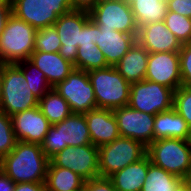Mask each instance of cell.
Instances as JSON below:
<instances>
[{
  "label": "cell",
  "mask_w": 191,
  "mask_h": 191,
  "mask_svg": "<svg viewBox=\"0 0 191 191\" xmlns=\"http://www.w3.org/2000/svg\"><path fill=\"white\" fill-rule=\"evenodd\" d=\"M96 44V24L90 19L82 28L80 45L87 46Z\"/></svg>",
  "instance_id": "obj_37"
},
{
  "label": "cell",
  "mask_w": 191,
  "mask_h": 191,
  "mask_svg": "<svg viewBox=\"0 0 191 191\" xmlns=\"http://www.w3.org/2000/svg\"><path fill=\"white\" fill-rule=\"evenodd\" d=\"M123 1L130 4L133 0H123Z\"/></svg>",
  "instance_id": "obj_46"
},
{
  "label": "cell",
  "mask_w": 191,
  "mask_h": 191,
  "mask_svg": "<svg viewBox=\"0 0 191 191\" xmlns=\"http://www.w3.org/2000/svg\"><path fill=\"white\" fill-rule=\"evenodd\" d=\"M98 150L100 177H109L147 155V147L143 143L121 136L98 147Z\"/></svg>",
  "instance_id": "obj_7"
},
{
  "label": "cell",
  "mask_w": 191,
  "mask_h": 191,
  "mask_svg": "<svg viewBox=\"0 0 191 191\" xmlns=\"http://www.w3.org/2000/svg\"><path fill=\"white\" fill-rule=\"evenodd\" d=\"M105 57L97 44L78 46L75 68L83 71L108 67Z\"/></svg>",
  "instance_id": "obj_29"
},
{
  "label": "cell",
  "mask_w": 191,
  "mask_h": 191,
  "mask_svg": "<svg viewBox=\"0 0 191 191\" xmlns=\"http://www.w3.org/2000/svg\"><path fill=\"white\" fill-rule=\"evenodd\" d=\"M14 191H47L45 182L31 183L23 182L16 183Z\"/></svg>",
  "instance_id": "obj_39"
},
{
  "label": "cell",
  "mask_w": 191,
  "mask_h": 191,
  "mask_svg": "<svg viewBox=\"0 0 191 191\" xmlns=\"http://www.w3.org/2000/svg\"><path fill=\"white\" fill-rule=\"evenodd\" d=\"M83 191H117L108 177L85 180Z\"/></svg>",
  "instance_id": "obj_35"
},
{
  "label": "cell",
  "mask_w": 191,
  "mask_h": 191,
  "mask_svg": "<svg viewBox=\"0 0 191 191\" xmlns=\"http://www.w3.org/2000/svg\"><path fill=\"white\" fill-rule=\"evenodd\" d=\"M145 80L176 91L182 85L179 52L149 53Z\"/></svg>",
  "instance_id": "obj_15"
},
{
  "label": "cell",
  "mask_w": 191,
  "mask_h": 191,
  "mask_svg": "<svg viewBox=\"0 0 191 191\" xmlns=\"http://www.w3.org/2000/svg\"><path fill=\"white\" fill-rule=\"evenodd\" d=\"M16 142L11 116L0 110V159L13 150Z\"/></svg>",
  "instance_id": "obj_32"
},
{
  "label": "cell",
  "mask_w": 191,
  "mask_h": 191,
  "mask_svg": "<svg viewBox=\"0 0 191 191\" xmlns=\"http://www.w3.org/2000/svg\"><path fill=\"white\" fill-rule=\"evenodd\" d=\"M182 180L151 162L141 191H174Z\"/></svg>",
  "instance_id": "obj_27"
},
{
  "label": "cell",
  "mask_w": 191,
  "mask_h": 191,
  "mask_svg": "<svg viewBox=\"0 0 191 191\" xmlns=\"http://www.w3.org/2000/svg\"><path fill=\"white\" fill-rule=\"evenodd\" d=\"M174 90L149 80L131 83L129 106L156 115L173 108Z\"/></svg>",
  "instance_id": "obj_9"
},
{
  "label": "cell",
  "mask_w": 191,
  "mask_h": 191,
  "mask_svg": "<svg viewBox=\"0 0 191 191\" xmlns=\"http://www.w3.org/2000/svg\"><path fill=\"white\" fill-rule=\"evenodd\" d=\"M48 164L41 145L23 141L0 159V169L15 183L45 182Z\"/></svg>",
  "instance_id": "obj_1"
},
{
  "label": "cell",
  "mask_w": 191,
  "mask_h": 191,
  "mask_svg": "<svg viewBox=\"0 0 191 191\" xmlns=\"http://www.w3.org/2000/svg\"><path fill=\"white\" fill-rule=\"evenodd\" d=\"M36 29L11 14L0 35V62L17 63L30 58L34 51Z\"/></svg>",
  "instance_id": "obj_4"
},
{
  "label": "cell",
  "mask_w": 191,
  "mask_h": 191,
  "mask_svg": "<svg viewBox=\"0 0 191 191\" xmlns=\"http://www.w3.org/2000/svg\"><path fill=\"white\" fill-rule=\"evenodd\" d=\"M149 52L137 41L114 66L131 84L145 79Z\"/></svg>",
  "instance_id": "obj_21"
},
{
  "label": "cell",
  "mask_w": 191,
  "mask_h": 191,
  "mask_svg": "<svg viewBox=\"0 0 191 191\" xmlns=\"http://www.w3.org/2000/svg\"><path fill=\"white\" fill-rule=\"evenodd\" d=\"M188 141H189V144H190V146H191V130H190V136H189Z\"/></svg>",
  "instance_id": "obj_45"
},
{
  "label": "cell",
  "mask_w": 191,
  "mask_h": 191,
  "mask_svg": "<svg viewBox=\"0 0 191 191\" xmlns=\"http://www.w3.org/2000/svg\"><path fill=\"white\" fill-rule=\"evenodd\" d=\"M137 35L104 29L96 25V44L109 66H115L134 45Z\"/></svg>",
  "instance_id": "obj_18"
},
{
  "label": "cell",
  "mask_w": 191,
  "mask_h": 191,
  "mask_svg": "<svg viewBox=\"0 0 191 191\" xmlns=\"http://www.w3.org/2000/svg\"><path fill=\"white\" fill-rule=\"evenodd\" d=\"M173 108L182 116L191 129V87L181 85L174 91Z\"/></svg>",
  "instance_id": "obj_33"
},
{
  "label": "cell",
  "mask_w": 191,
  "mask_h": 191,
  "mask_svg": "<svg viewBox=\"0 0 191 191\" xmlns=\"http://www.w3.org/2000/svg\"><path fill=\"white\" fill-rule=\"evenodd\" d=\"M150 163L151 160L149 156L146 155L141 160L129 164L108 178L112 181L117 191H141L145 183V178L147 177Z\"/></svg>",
  "instance_id": "obj_23"
},
{
  "label": "cell",
  "mask_w": 191,
  "mask_h": 191,
  "mask_svg": "<svg viewBox=\"0 0 191 191\" xmlns=\"http://www.w3.org/2000/svg\"><path fill=\"white\" fill-rule=\"evenodd\" d=\"M1 87H2V63L0 62V102H1Z\"/></svg>",
  "instance_id": "obj_44"
},
{
  "label": "cell",
  "mask_w": 191,
  "mask_h": 191,
  "mask_svg": "<svg viewBox=\"0 0 191 191\" xmlns=\"http://www.w3.org/2000/svg\"><path fill=\"white\" fill-rule=\"evenodd\" d=\"M12 14L10 0H0V35L2 34L9 16Z\"/></svg>",
  "instance_id": "obj_38"
},
{
  "label": "cell",
  "mask_w": 191,
  "mask_h": 191,
  "mask_svg": "<svg viewBox=\"0 0 191 191\" xmlns=\"http://www.w3.org/2000/svg\"><path fill=\"white\" fill-rule=\"evenodd\" d=\"M15 182L0 169V191H14Z\"/></svg>",
  "instance_id": "obj_41"
},
{
  "label": "cell",
  "mask_w": 191,
  "mask_h": 191,
  "mask_svg": "<svg viewBox=\"0 0 191 191\" xmlns=\"http://www.w3.org/2000/svg\"><path fill=\"white\" fill-rule=\"evenodd\" d=\"M130 5L137 28L163 21L168 12L165 0H133Z\"/></svg>",
  "instance_id": "obj_25"
},
{
  "label": "cell",
  "mask_w": 191,
  "mask_h": 191,
  "mask_svg": "<svg viewBox=\"0 0 191 191\" xmlns=\"http://www.w3.org/2000/svg\"><path fill=\"white\" fill-rule=\"evenodd\" d=\"M12 14L36 30L54 25L59 16L72 11L70 0H11Z\"/></svg>",
  "instance_id": "obj_8"
},
{
  "label": "cell",
  "mask_w": 191,
  "mask_h": 191,
  "mask_svg": "<svg viewBox=\"0 0 191 191\" xmlns=\"http://www.w3.org/2000/svg\"><path fill=\"white\" fill-rule=\"evenodd\" d=\"M90 20L89 12L83 10H72L59 16L54 23L61 41L59 54L67 61L74 64L77 49L82 38V28Z\"/></svg>",
  "instance_id": "obj_13"
},
{
  "label": "cell",
  "mask_w": 191,
  "mask_h": 191,
  "mask_svg": "<svg viewBox=\"0 0 191 191\" xmlns=\"http://www.w3.org/2000/svg\"><path fill=\"white\" fill-rule=\"evenodd\" d=\"M151 162L184 179L191 166V146L188 140L162 138L154 140L147 147Z\"/></svg>",
  "instance_id": "obj_6"
},
{
  "label": "cell",
  "mask_w": 191,
  "mask_h": 191,
  "mask_svg": "<svg viewBox=\"0 0 191 191\" xmlns=\"http://www.w3.org/2000/svg\"><path fill=\"white\" fill-rule=\"evenodd\" d=\"M53 88L68 102L72 113L85 114L97 108L94 89L86 71L74 68Z\"/></svg>",
  "instance_id": "obj_11"
},
{
  "label": "cell",
  "mask_w": 191,
  "mask_h": 191,
  "mask_svg": "<svg viewBox=\"0 0 191 191\" xmlns=\"http://www.w3.org/2000/svg\"><path fill=\"white\" fill-rule=\"evenodd\" d=\"M89 16L100 28L132 35L138 33L131 5L123 0H99L89 11Z\"/></svg>",
  "instance_id": "obj_10"
},
{
  "label": "cell",
  "mask_w": 191,
  "mask_h": 191,
  "mask_svg": "<svg viewBox=\"0 0 191 191\" xmlns=\"http://www.w3.org/2000/svg\"><path fill=\"white\" fill-rule=\"evenodd\" d=\"M29 60L45 74L52 88L62 82L75 68L74 64L65 60L59 52L33 51Z\"/></svg>",
  "instance_id": "obj_20"
},
{
  "label": "cell",
  "mask_w": 191,
  "mask_h": 191,
  "mask_svg": "<svg viewBox=\"0 0 191 191\" xmlns=\"http://www.w3.org/2000/svg\"><path fill=\"white\" fill-rule=\"evenodd\" d=\"M38 107L52 125L63 121L72 114L68 102L55 90V88H51L39 99Z\"/></svg>",
  "instance_id": "obj_26"
},
{
  "label": "cell",
  "mask_w": 191,
  "mask_h": 191,
  "mask_svg": "<svg viewBox=\"0 0 191 191\" xmlns=\"http://www.w3.org/2000/svg\"><path fill=\"white\" fill-rule=\"evenodd\" d=\"M99 0H70L74 10L90 11Z\"/></svg>",
  "instance_id": "obj_40"
},
{
  "label": "cell",
  "mask_w": 191,
  "mask_h": 191,
  "mask_svg": "<svg viewBox=\"0 0 191 191\" xmlns=\"http://www.w3.org/2000/svg\"><path fill=\"white\" fill-rule=\"evenodd\" d=\"M91 142L100 147L120 137L117 119L113 110L96 108L84 114Z\"/></svg>",
  "instance_id": "obj_19"
},
{
  "label": "cell",
  "mask_w": 191,
  "mask_h": 191,
  "mask_svg": "<svg viewBox=\"0 0 191 191\" xmlns=\"http://www.w3.org/2000/svg\"><path fill=\"white\" fill-rule=\"evenodd\" d=\"M174 191H191L189 184L183 179L175 188Z\"/></svg>",
  "instance_id": "obj_42"
},
{
  "label": "cell",
  "mask_w": 191,
  "mask_h": 191,
  "mask_svg": "<svg viewBox=\"0 0 191 191\" xmlns=\"http://www.w3.org/2000/svg\"><path fill=\"white\" fill-rule=\"evenodd\" d=\"M38 102L21 69L15 63H2L0 110L12 116L38 106Z\"/></svg>",
  "instance_id": "obj_3"
},
{
  "label": "cell",
  "mask_w": 191,
  "mask_h": 191,
  "mask_svg": "<svg viewBox=\"0 0 191 191\" xmlns=\"http://www.w3.org/2000/svg\"><path fill=\"white\" fill-rule=\"evenodd\" d=\"M17 141L41 145L52 126L38 106L15 113L11 116Z\"/></svg>",
  "instance_id": "obj_16"
},
{
  "label": "cell",
  "mask_w": 191,
  "mask_h": 191,
  "mask_svg": "<svg viewBox=\"0 0 191 191\" xmlns=\"http://www.w3.org/2000/svg\"><path fill=\"white\" fill-rule=\"evenodd\" d=\"M23 72L27 84L32 93L41 99L52 87L48 83L45 74L29 59L15 63Z\"/></svg>",
  "instance_id": "obj_28"
},
{
  "label": "cell",
  "mask_w": 191,
  "mask_h": 191,
  "mask_svg": "<svg viewBox=\"0 0 191 191\" xmlns=\"http://www.w3.org/2000/svg\"><path fill=\"white\" fill-rule=\"evenodd\" d=\"M49 161L56 167L72 170L85 180L99 177V150L93 144L67 146Z\"/></svg>",
  "instance_id": "obj_12"
},
{
  "label": "cell",
  "mask_w": 191,
  "mask_h": 191,
  "mask_svg": "<svg viewBox=\"0 0 191 191\" xmlns=\"http://www.w3.org/2000/svg\"><path fill=\"white\" fill-rule=\"evenodd\" d=\"M179 58L182 86L191 87V44H182Z\"/></svg>",
  "instance_id": "obj_34"
},
{
  "label": "cell",
  "mask_w": 191,
  "mask_h": 191,
  "mask_svg": "<svg viewBox=\"0 0 191 191\" xmlns=\"http://www.w3.org/2000/svg\"><path fill=\"white\" fill-rule=\"evenodd\" d=\"M166 27L181 44H191V19L179 13L168 11L164 18Z\"/></svg>",
  "instance_id": "obj_30"
},
{
  "label": "cell",
  "mask_w": 191,
  "mask_h": 191,
  "mask_svg": "<svg viewBox=\"0 0 191 191\" xmlns=\"http://www.w3.org/2000/svg\"><path fill=\"white\" fill-rule=\"evenodd\" d=\"M136 40L149 53L179 52L182 47L181 42L166 27L164 21L138 28Z\"/></svg>",
  "instance_id": "obj_17"
},
{
  "label": "cell",
  "mask_w": 191,
  "mask_h": 191,
  "mask_svg": "<svg viewBox=\"0 0 191 191\" xmlns=\"http://www.w3.org/2000/svg\"><path fill=\"white\" fill-rule=\"evenodd\" d=\"M184 180L189 184V186L191 187V166L188 170V173L186 175V177L184 178Z\"/></svg>",
  "instance_id": "obj_43"
},
{
  "label": "cell",
  "mask_w": 191,
  "mask_h": 191,
  "mask_svg": "<svg viewBox=\"0 0 191 191\" xmlns=\"http://www.w3.org/2000/svg\"><path fill=\"white\" fill-rule=\"evenodd\" d=\"M60 47L61 41L54 25L36 30L34 51L57 53Z\"/></svg>",
  "instance_id": "obj_31"
},
{
  "label": "cell",
  "mask_w": 191,
  "mask_h": 191,
  "mask_svg": "<svg viewBox=\"0 0 191 191\" xmlns=\"http://www.w3.org/2000/svg\"><path fill=\"white\" fill-rule=\"evenodd\" d=\"M85 179L67 168L54 166L50 161L46 174L47 191H83Z\"/></svg>",
  "instance_id": "obj_24"
},
{
  "label": "cell",
  "mask_w": 191,
  "mask_h": 191,
  "mask_svg": "<svg viewBox=\"0 0 191 191\" xmlns=\"http://www.w3.org/2000/svg\"><path fill=\"white\" fill-rule=\"evenodd\" d=\"M153 130L154 140L162 138L188 140L191 129L182 116L171 108L155 115Z\"/></svg>",
  "instance_id": "obj_22"
},
{
  "label": "cell",
  "mask_w": 191,
  "mask_h": 191,
  "mask_svg": "<svg viewBox=\"0 0 191 191\" xmlns=\"http://www.w3.org/2000/svg\"><path fill=\"white\" fill-rule=\"evenodd\" d=\"M92 144L84 114L72 113L63 121L53 124L41 144L44 154L50 159L67 146Z\"/></svg>",
  "instance_id": "obj_5"
},
{
  "label": "cell",
  "mask_w": 191,
  "mask_h": 191,
  "mask_svg": "<svg viewBox=\"0 0 191 191\" xmlns=\"http://www.w3.org/2000/svg\"><path fill=\"white\" fill-rule=\"evenodd\" d=\"M88 76L97 108L114 110L129 104L131 84L114 66L90 70Z\"/></svg>",
  "instance_id": "obj_2"
},
{
  "label": "cell",
  "mask_w": 191,
  "mask_h": 191,
  "mask_svg": "<svg viewBox=\"0 0 191 191\" xmlns=\"http://www.w3.org/2000/svg\"><path fill=\"white\" fill-rule=\"evenodd\" d=\"M121 137L140 141L148 147L154 141L155 115L141 112L129 105L113 110Z\"/></svg>",
  "instance_id": "obj_14"
},
{
  "label": "cell",
  "mask_w": 191,
  "mask_h": 191,
  "mask_svg": "<svg viewBox=\"0 0 191 191\" xmlns=\"http://www.w3.org/2000/svg\"><path fill=\"white\" fill-rule=\"evenodd\" d=\"M168 11L179 13L191 19V0H167Z\"/></svg>",
  "instance_id": "obj_36"
}]
</instances>
